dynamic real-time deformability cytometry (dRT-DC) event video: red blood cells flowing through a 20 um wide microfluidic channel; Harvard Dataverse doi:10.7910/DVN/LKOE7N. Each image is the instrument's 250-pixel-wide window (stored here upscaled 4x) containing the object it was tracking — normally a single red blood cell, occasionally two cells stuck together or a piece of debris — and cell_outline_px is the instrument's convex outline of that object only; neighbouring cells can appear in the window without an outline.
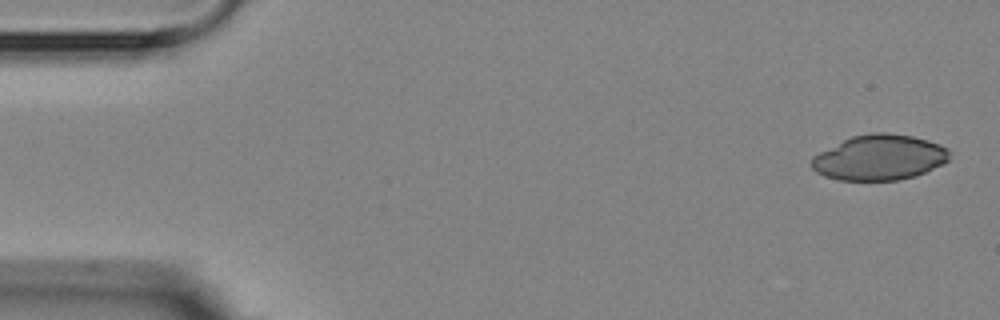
{"species": "Egyptian fruit bat (a non-hibernating species)", "species_latin": "Rousettus aegyptiacus", "temperature_condition": "room temperature", "stored_images_in_passage": 5, "camera_frame_rate_fps": 3000, "um_per_image_px": 0.085, "animal": {"sex": "female"}, "frame": {"image": 1, "passage_image": 1, "time_ms": 0.0, "image_size_px": [1000, 320], "cell_outline_px": [[948, 160], [916, 176], [900, 180], [840, 180], [824, 176], [816, 172], [812, 168], [812, 156], [852, 136], [872, 132], [888, 132], [912, 136], [928, 140], [940, 144], [948, 148]], "centroid_in_image_um": [74.74, 13.38], "position_along_channel_um": 10.3, "area_um2": 36.24}}